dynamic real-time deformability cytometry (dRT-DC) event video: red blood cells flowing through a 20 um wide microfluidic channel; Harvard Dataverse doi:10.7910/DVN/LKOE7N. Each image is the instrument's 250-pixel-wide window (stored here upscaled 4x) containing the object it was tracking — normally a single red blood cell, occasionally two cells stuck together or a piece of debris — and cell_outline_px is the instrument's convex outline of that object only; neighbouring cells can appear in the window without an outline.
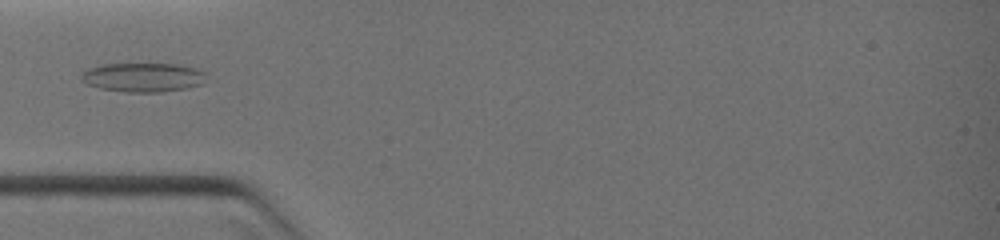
{"species": "common noctule bat (a hibernating species)", "species_latin": "Nyctalus noctula", "temperature_condition": "warm", "stored_images_in_passage": 5, "camera_frame_rate_fps": 3000, "um_per_image_px": 0.085, "animal": {"sex": "female", "body_mass_g": 19.0, "forearm_length_mm": 51.5}, "frame": {"image": 1, "passage_image": 5, "time_ms": 3.333, "image_size_px": [1000, 240], "cell_outline_px": [[208, 72], [204, 84], [184, 88], [160, 92], [128, 92], [100, 88], [88, 84], [80, 80], [80, 76], [88, 68], [100, 64], [176, 64], [196, 68]], "centroid_in_image_um": [12.19, 6.56], "position_along_channel_um": 72.8, "area_um2": 21.33}}